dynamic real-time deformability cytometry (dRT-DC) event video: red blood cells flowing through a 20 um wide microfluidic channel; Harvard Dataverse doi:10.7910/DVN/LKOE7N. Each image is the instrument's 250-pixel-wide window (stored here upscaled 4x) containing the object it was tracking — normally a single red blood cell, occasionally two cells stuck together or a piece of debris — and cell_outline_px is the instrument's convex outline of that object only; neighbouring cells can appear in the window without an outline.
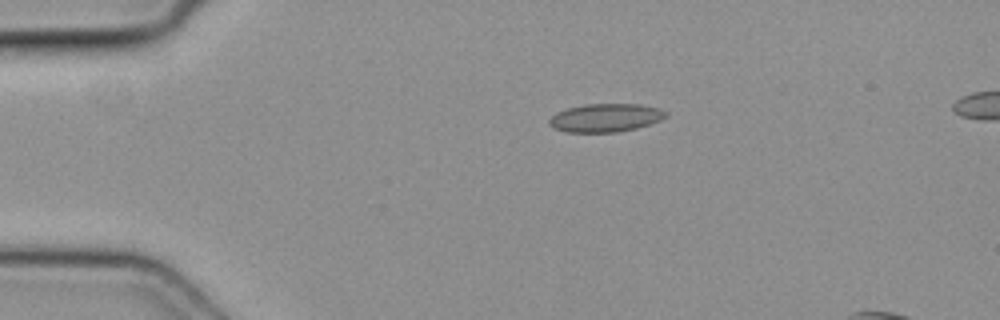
{"species": "common noctule bat (a hibernating species)", "species_latin": "Nyctalus noctula", "temperature_condition": "cold", "stored_images_in_passage": 32, "camera_frame_rate_fps": 3000, "um_per_image_px": 0.085, "animal": {"sex": "female", "body_mass_g": 19.3, "forearm_length_mm": 54.1}, "frame": {"image": 1, "passage_image": 1, "time_ms": 0.0, "image_size_px": [1000, 320], "cell_outline_px": [[668, 116], [660, 120], [636, 128], [616, 132], [564, 132], [552, 128], [548, 124], [548, 120], [556, 112], [568, 108], [584, 104], [640, 104], [660, 108], [668, 112]], "centroid_in_image_um": [51.45, 10.01], "position_along_channel_um": 33.5, "area_um2": 19.36}}
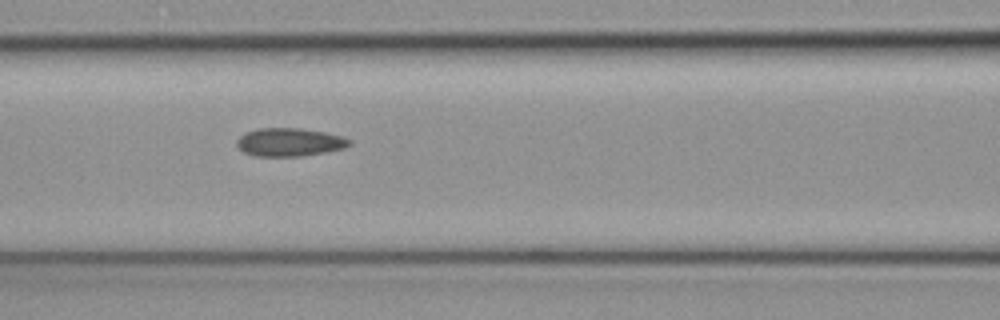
{"frame": {"image": 2, "passage_image": 12, "time_ms": 3.667, "image_size_px": [1000, 320], "cell_outline_px": [[352, 144], [344, 148], [324, 152], [300, 156], [256, 156], [244, 152], [236, 144], [236, 140], [244, 132], [260, 128], [300, 128], [324, 132], [340, 136], [352, 140]], "centroid_in_image_um": [24.59, 12.08], "position_along_channel_um": 142.0, "area_um2": 18.44}}
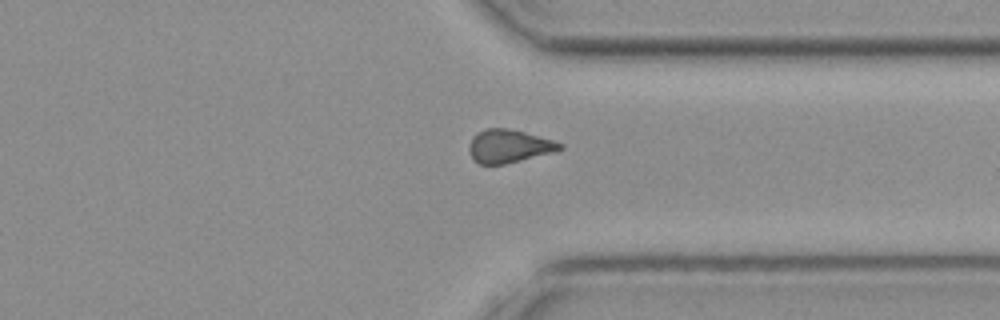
{"frame": {"image": 3, "passage_image": 28, "time_ms": 9.0, "image_size_px": [1000, 320], "cell_outline_px": [[564, 148], [552, 152], [504, 164], [480, 164], [468, 152], [468, 148], [472, 136], [484, 128], [508, 128], [524, 132], [552, 140], [564, 144]], "centroid_in_image_um": [43.23, 12.41], "position_along_channel_um": 368.2, "area_um2": 17.34}}